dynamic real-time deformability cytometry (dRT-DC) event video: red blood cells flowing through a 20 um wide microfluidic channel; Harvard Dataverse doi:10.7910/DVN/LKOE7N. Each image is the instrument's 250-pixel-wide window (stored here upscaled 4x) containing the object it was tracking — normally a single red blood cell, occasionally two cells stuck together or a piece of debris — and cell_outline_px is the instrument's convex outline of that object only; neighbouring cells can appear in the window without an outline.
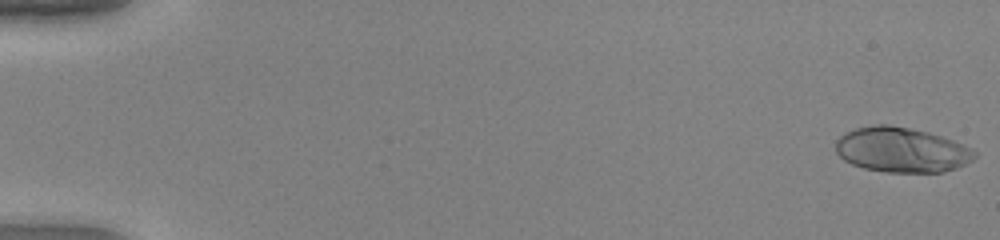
{"species": "human", "species_latin": "Homo sapiens", "temperature_condition": "warm", "stored_images_in_passage": 50, "camera_frame_rate_fps": 3000, "um_per_image_px": 0.085, "donor": {"sex": "female"}, "frame": {"image": 1, "passage_image": 1, "time_ms": 0.0, "image_size_px": [1000, 240], "cell_outline_px": [[976, 156], [972, 160], [956, 168], [944, 172], [884, 172], [864, 168], [852, 164], [844, 160], [836, 152], [836, 140], [844, 132], [856, 128], [876, 124], [888, 124], [912, 128], [928, 132], [952, 140], [972, 148], [976, 152]], "centroid_in_image_um": [76.61, 12.73], "position_along_channel_um": 8.4, "area_um2": 36.47}}
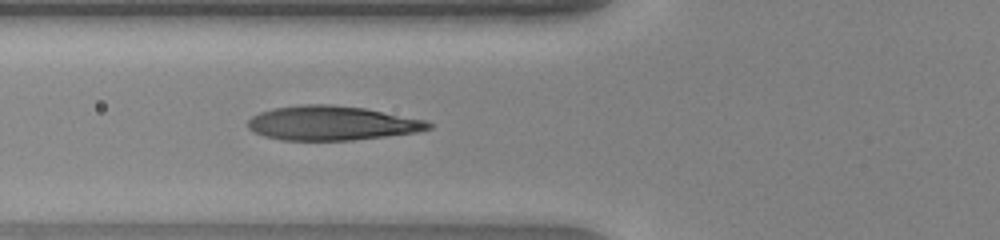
{"frame": {"image": 2, "passage_image": 20, "time_ms": 6.333, "image_size_px": [1000, 240], "cell_outline_px": [[432, 128], [416, 132], [352, 140], [280, 140], [264, 136], [248, 128], [248, 120], [252, 116], [260, 112], [276, 108], [300, 104], [332, 104], [364, 108], [424, 120], [432, 124]], "centroid_in_image_um": [28.17, 10.46], "position_along_channel_um": 97.6, "area_um2": 35.84}}
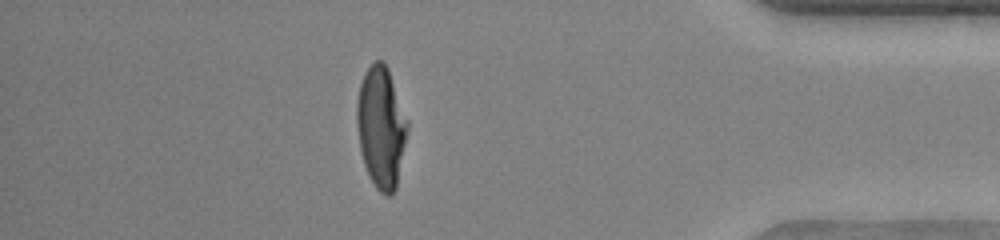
{"frame": {"image": 3, "passage_image": 44, "time_ms": 14.333, "image_size_px": [1000, 240], "cell_outline_px": [[408, 128], [396, 188], [392, 196], [388, 196], [380, 192], [376, 188], [368, 176], [360, 152], [356, 124], [356, 104], [360, 84], [364, 72], [376, 60], [384, 60], [388, 68], [408, 120]], "centroid_in_image_um": [32.38, 10.81], "position_along_channel_um": 402.8, "area_um2": 36.01}}